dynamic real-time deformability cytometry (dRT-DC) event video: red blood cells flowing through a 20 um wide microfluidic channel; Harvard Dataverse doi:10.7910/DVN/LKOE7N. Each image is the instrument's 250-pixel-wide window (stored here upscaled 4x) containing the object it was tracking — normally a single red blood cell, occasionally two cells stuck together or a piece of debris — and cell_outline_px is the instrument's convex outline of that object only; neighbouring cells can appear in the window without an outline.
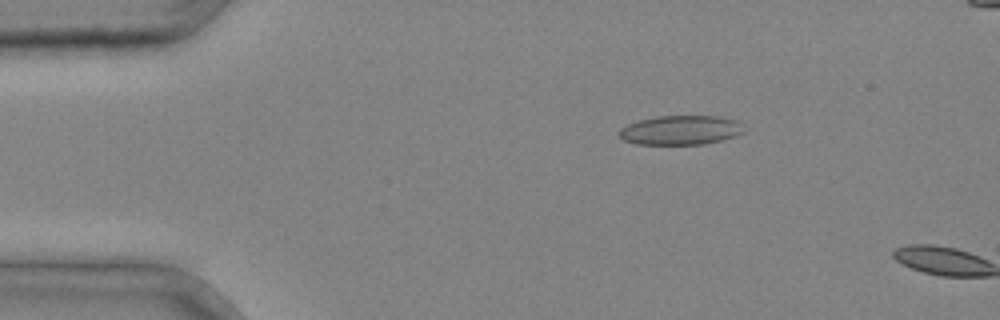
{"species": "common noctule bat (a hibernating species)", "species_latin": "Nyctalus noctula", "temperature_condition": "cold", "stored_images_in_passage": 3, "camera_frame_rate_fps": 3000, "um_per_image_px": 0.085, "animal": {"sex": "male", "body_mass_g": 20.4}, "frame": {"image": 1, "passage_image": 2, "time_ms": 0.333, "image_size_px": [1000, 320], "cell_outline_px": [[744, 132], [736, 136], [704, 144], [636, 144], [624, 140], [620, 136], [620, 128], [628, 124], [640, 120], [656, 116], [720, 116], [736, 120], [740, 124]], "centroid_in_image_um": [57.86, 11.06], "position_along_channel_um": 27.1, "area_um2": 21.15}}